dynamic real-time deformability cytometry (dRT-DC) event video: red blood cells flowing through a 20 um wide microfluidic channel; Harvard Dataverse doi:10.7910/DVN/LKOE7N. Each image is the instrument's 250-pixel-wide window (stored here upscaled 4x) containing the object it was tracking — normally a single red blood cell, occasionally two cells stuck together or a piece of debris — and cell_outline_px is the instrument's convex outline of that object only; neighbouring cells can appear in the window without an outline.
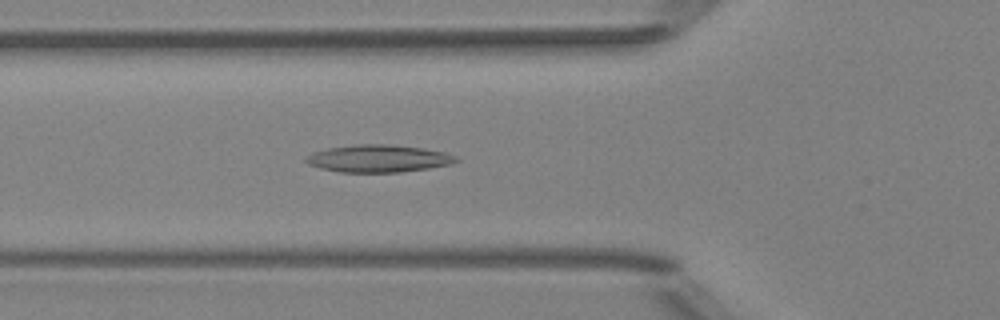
{"species": "Egyptian fruit bat (a non-hibernating species)", "species_latin": "Rousettus aegyptiacus", "temperature_condition": "room temperature", "stored_images_in_passage": 51, "camera_frame_rate_fps": 3000, "um_per_image_px": 0.085, "animal": {"sex": "female"}, "frame": {"image": 1, "passage_image": 18, "time_ms": 5.667, "image_size_px": [1000, 320], "cell_outline_px": [[460, 160], [452, 164], [428, 168], [400, 172], [340, 172], [320, 168], [308, 164], [304, 160], [304, 156], [312, 152], [328, 148], [356, 144], [388, 144], [424, 148], [444, 152], [456, 156]], "centroid_in_image_um": [32.14, 13.47], "position_along_channel_um": 93.7, "area_um2": 24.1}}
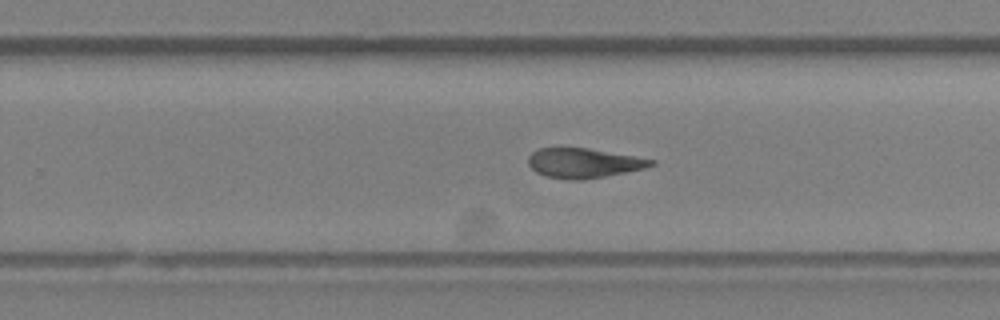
{"frame": {"image": 2, "passage_image": 32, "time_ms": 10.333, "image_size_px": [1000, 320], "cell_outline_px": [[656, 164], [644, 168], [604, 176], [580, 180], [568, 180], [544, 176], [536, 172], [528, 164], [528, 156], [532, 152], [540, 148], [588, 148], [656, 160]], "centroid_in_image_um": [49.58, 13.86], "position_along_channel_um": 280.2, "area_um2": 21.1}}
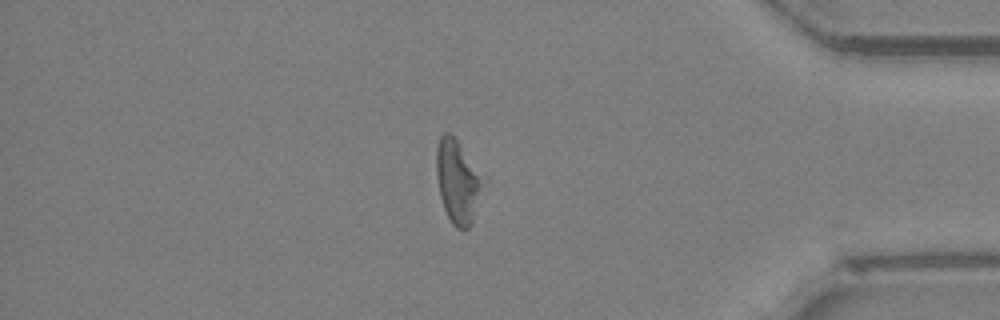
{"frame": {"image": 3, "passage_image": 43, "time_ms": 14.0, "image_size_px": [1000, 320], "cell_outline_px": [[488, 180], [472, 224], [468, 228], [456, 228], [452, 224], [444, 208], [440, 196], [436, 172], [436, 148], [440, 136], [444, 132], [448, 132], [460, 144]], "centroid_in_image_um": [38.97, 15.44], "position_along_channel_um": 396.2, "area_um2": 23.29}, "authors_computed_cell_mechanics": {"area_um2": 22.3108, "velocity_mm_per_s": 4.0111, "shape_relaxation_time_tau1_ms": null, "shape_relaxation_time_tau2_ms": 2.1691, "deformation_change_tau1": null, "deformation_change_tau2": 0.1086}}